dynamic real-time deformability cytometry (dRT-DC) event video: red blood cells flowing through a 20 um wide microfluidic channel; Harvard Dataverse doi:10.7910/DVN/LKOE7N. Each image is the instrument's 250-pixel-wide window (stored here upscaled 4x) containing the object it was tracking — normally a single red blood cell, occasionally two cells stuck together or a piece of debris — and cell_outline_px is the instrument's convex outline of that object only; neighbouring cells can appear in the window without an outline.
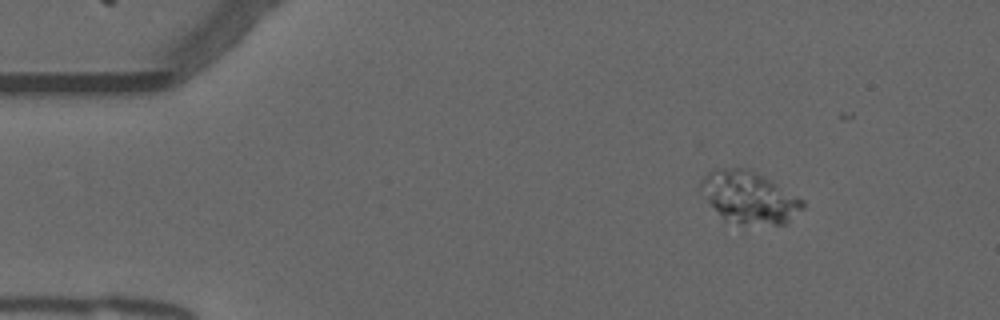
{"species": "common noctule bat (a hibernating species)", "species_latin": "Nyctalus noctula", "temperature_condition": "warm", "stored_images_in_passage": 21, "camera_frame_rate_fps": 3000, "um_per_image_px": 0.085, "animal": {"sex": "male", "forearm_length_mm": 52.5}, "frame": {"image": 1, "passage_image": 8, "time_ms": 2.333, "image_size_px": [1000, 320], "cell_outline_px": [[804, 208], [784, 224], [772, 224], [724, 220], [696, 188], [700, 180], [708, 172], [716, 168], [748, 168], [764, 176], [804, 200]], "centroid_in_image_um": [63.63, 16.72], "position_along_channel_um": 21.4, "area_um2": 30.52}}
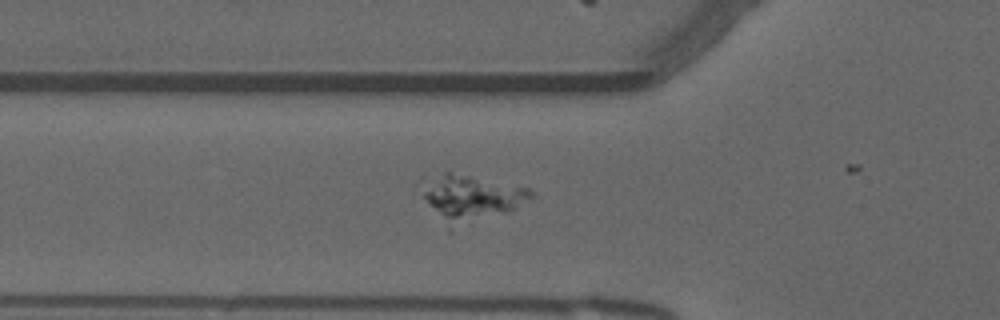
{"frame": {"image": 2, "passage_image": 20, "time_ms": 6.333, "image_size_px": [1000, 320], "cell_outline_px": [[536, 196], [516, 208], [452, 232], [448, 232], [412, 184], [420, 176], [444, 172], [448, 172], [528, 188]], "centroid_in_image_um": [39.79, 16.86], "position_along_channel_um": 86.0, "area_um2": 31.04}}